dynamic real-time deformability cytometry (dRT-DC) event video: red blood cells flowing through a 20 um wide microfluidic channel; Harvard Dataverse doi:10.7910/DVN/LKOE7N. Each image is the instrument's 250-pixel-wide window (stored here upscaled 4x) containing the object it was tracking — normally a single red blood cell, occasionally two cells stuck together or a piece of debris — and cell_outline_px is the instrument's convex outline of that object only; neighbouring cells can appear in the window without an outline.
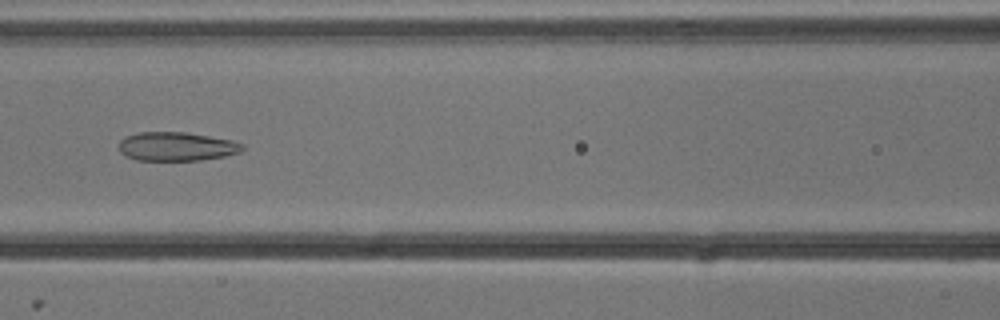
{"species": "common noctule bat (a hibernating species)", "species_latin": "Nyctalus noctula", "temperature_condition": "cold", "stored_images_in_passage": 6, "camera_frame_rate_fps": 3000, "um_per_image_px": 0.085, "animal": {"sex": "male", "body_mass_g": 13.3}, "frame": {"image": 1, "passage_image": 6, "time_ms": 1.667, "image_size_px": [1000, 320], "cell_outline_px": [[244, 148], [240, 152], [224, 156], [200, 160], [136, 160], [124, 156], [120, 152], [120, 140], [128, 136], [140, 132], [184, 132], [232, 140], [244, 144]], "centroid_in_image_um": [15.01, 12.45], "position_along_channel_um": 151.6, "area_um2": 20.63}}